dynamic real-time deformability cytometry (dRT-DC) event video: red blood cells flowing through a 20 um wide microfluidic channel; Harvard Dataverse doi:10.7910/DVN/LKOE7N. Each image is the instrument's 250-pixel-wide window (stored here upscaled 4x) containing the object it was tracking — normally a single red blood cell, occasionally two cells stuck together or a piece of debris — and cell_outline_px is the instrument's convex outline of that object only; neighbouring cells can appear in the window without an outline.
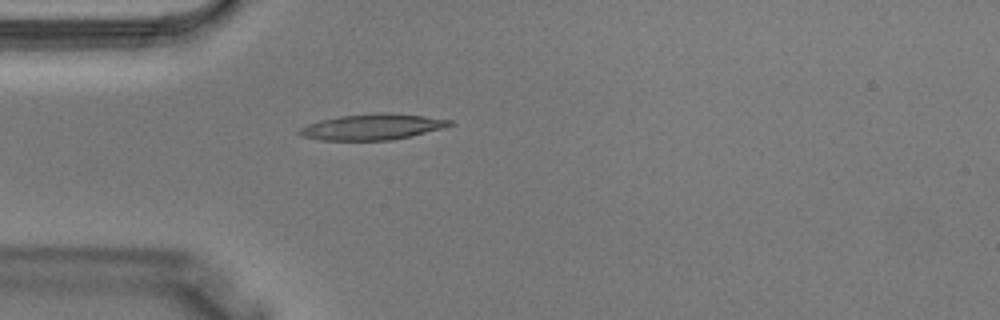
{"species": "Egyptian fruit bat (a non-hibernating species)", "species_latin": "Rousettus aegyptiacus", "temperature_condition": "warm", "stored_images_in_passage": 1, "camera_frame_rate_fps": 3000, "um_per_image_px": 0.085, "animal": {"sex": "male"}, "frame": {"image": 1, "passage_image": 1, "time_ms": 0.0, "image_size_px": [1000, 320], "cell_outline_px": [[456, 124], [444, 128], [412, 136], [392, 140], [320, 140], [300, 136], [296, 132], [300, 128], [308, 124], [320, 120], [340, 116], [376, 112], [392, 112], [424, 116], [452, 120]], "centroid_in_image_um": [31.68, 10.78], "position_along_channel_um": 53.3, "area_um2": 23.0}}